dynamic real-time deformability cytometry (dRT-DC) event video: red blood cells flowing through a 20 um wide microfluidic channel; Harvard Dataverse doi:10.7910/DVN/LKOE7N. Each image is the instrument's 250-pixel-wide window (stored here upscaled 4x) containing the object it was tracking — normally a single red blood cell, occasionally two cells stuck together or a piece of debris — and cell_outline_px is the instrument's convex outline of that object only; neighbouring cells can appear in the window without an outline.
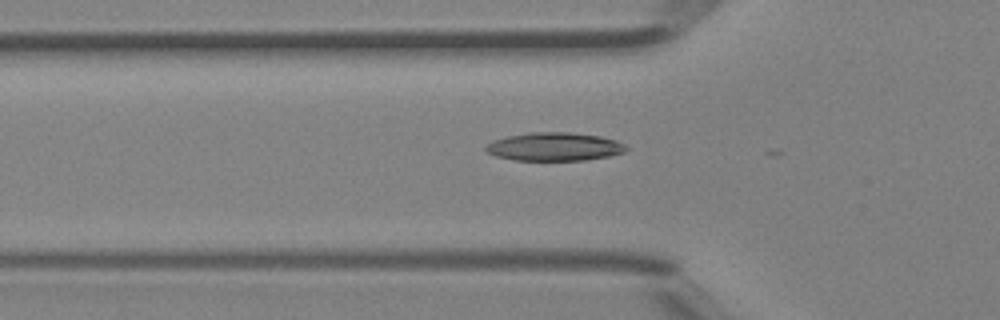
{"species": "Egyptian fruit bat (a non-hibernating species)", "species_latin": "Rousettus aegyptiacus", "temperature_condition": "room temperature", "stored_images_in_passage": 11, "camera_frame_rate_fps": 3000, "um_per_image_px": 0.085, "animal": {"sex": "female"}, "frame": {"image": 1, "passage_image": 7, "time_ms": 2.0, "image_size_px": [1000, 320], "cell_outline_px": [[628, 148], [624, 152], [608, 156], [584, 160], [516, 160], [496, 156], [488, 152], [484, 148], [492, 140], [508, 136], [528, 132], [568, 132], [600, 136], [616, 140], [624, 144]], "centroid_in_image_um": [47.12, 12.46], "position_along_channel_um": 78.7, "area_um2": 23.06}}
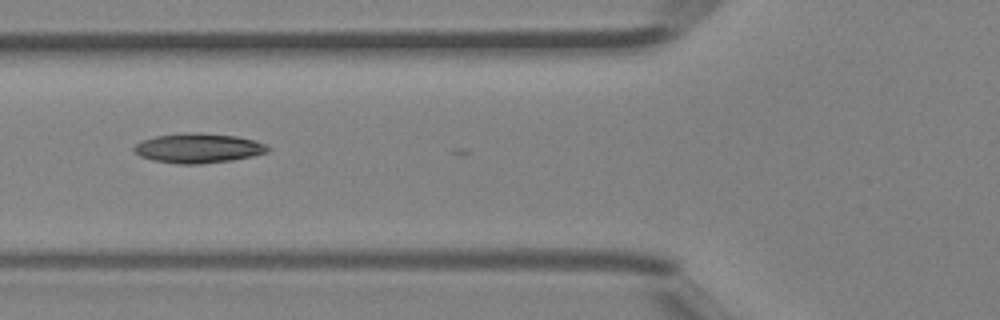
{"frame": {"image": 2, "passage_image": 9, "time_ms": 2.667, "image_size_px": [1000, 320], "cell_outline_px": [[268, 152], [252, 156], [232, 160], [200, 164], [176, 164], [152, 160], [140, 156], [132, 148], [140, 140], [156, 136], [184, 132], [196, 132], [236, 136], [256, 140], [264, 144], [268, 148]], "centroid_in_image_um": [16.82, 12.59], "position_along_channel_um": 109.0, "area_um2": 23.18}}